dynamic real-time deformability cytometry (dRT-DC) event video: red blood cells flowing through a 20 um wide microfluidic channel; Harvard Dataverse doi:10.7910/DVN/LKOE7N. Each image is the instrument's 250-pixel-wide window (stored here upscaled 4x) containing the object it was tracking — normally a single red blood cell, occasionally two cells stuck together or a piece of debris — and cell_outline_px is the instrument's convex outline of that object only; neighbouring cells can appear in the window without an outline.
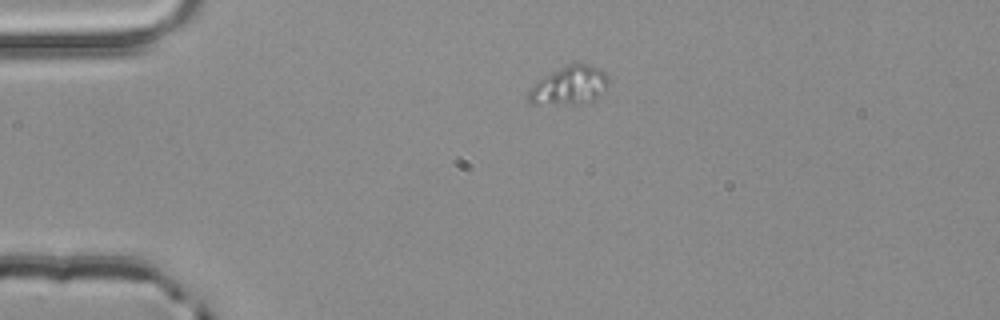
{"species": "common noctule bat (a hibernating species)", "species_latin": "Nyctalus noctula", "temperature_condition": "room temperature", "stored_images_in_passage": 3, "camera_frame_rate_fps": 3000, "um_per_image_px": 0.085, "animal": {"sex": "male", "body_mass_g": 20.4}, "frame": {"image": 1, "passage_image": 1, "time_ms": 0.0, "image_size_px": [1000, 320], "cell_outline_px": [[608, 84], [592, 100], [572, 104], [528, 104], [528, 92], [544, 76], [568, 64], [588, 64], [600, 68], [604, 72], [608, 80]], "centroid_in_image_um": [48.36, 7.27], "position_along_channel_um": 36.6, "area_um2": 17.4}}